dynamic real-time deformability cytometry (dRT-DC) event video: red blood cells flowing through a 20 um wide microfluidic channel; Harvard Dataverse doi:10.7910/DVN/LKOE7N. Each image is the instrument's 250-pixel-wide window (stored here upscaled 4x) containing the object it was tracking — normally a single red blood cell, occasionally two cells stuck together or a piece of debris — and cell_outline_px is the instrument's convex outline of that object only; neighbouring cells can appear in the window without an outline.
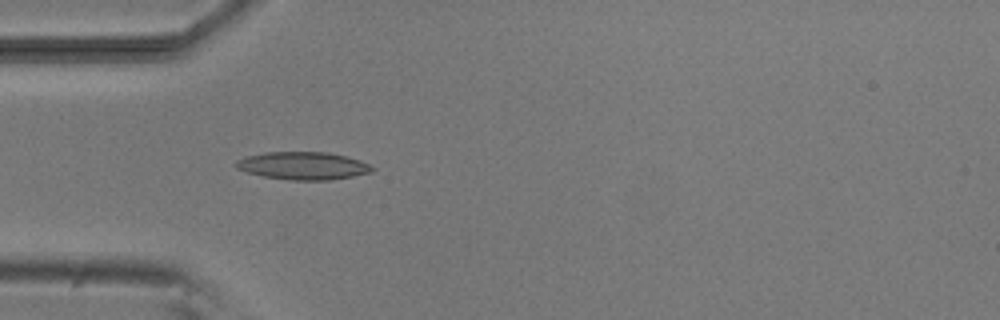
{"species": "common noctule bat (a hibernating species)", "species_latin": "Nyctalus noctula", "temperature_condition": "room temperature", "stored_images_in_passage": 5, "camera_frame_rate_fps": 3000, "um_per_image_px": 0.085, "animal": {"sex": "male", "body_mass_g": 20.5, "forearm_length_mm": 52.5}, "frame": {"image": 1, "passage_image": 5, "time_ms": 4.667, "image_size_px": [1000, 320], "cell_outline_px": [[376, 168], [372, 172], [332, 180], [292, 180], [264, 176], [248, 172], [236, 168], [236, 160], [248, 156], [264, 152], [328, 152], [360, 160]], "centroid_in_image_um": [25.79, 14.09], "position_along_channel_um": 59.2, "area_um2": 21.85}}